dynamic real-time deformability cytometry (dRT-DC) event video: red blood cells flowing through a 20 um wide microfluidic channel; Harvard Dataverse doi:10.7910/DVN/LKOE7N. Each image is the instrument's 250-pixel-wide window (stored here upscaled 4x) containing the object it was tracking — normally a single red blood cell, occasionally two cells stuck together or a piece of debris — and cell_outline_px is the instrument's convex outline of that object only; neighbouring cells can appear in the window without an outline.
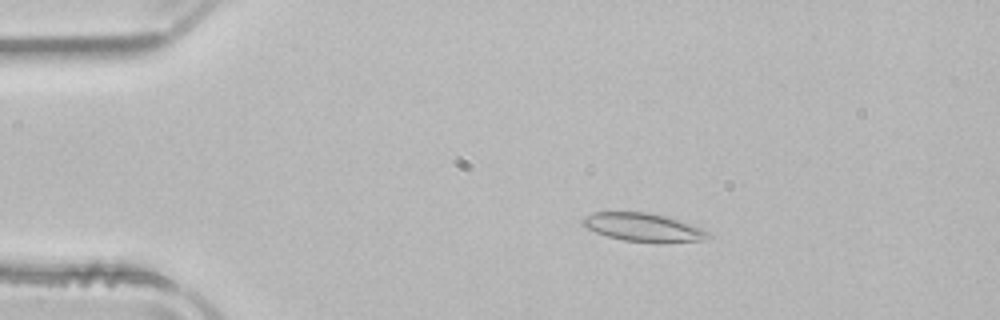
{"species": "common noctule bat (a hibernating species)", "species_latin": "Nyctalus noctula", "temperature_condition": "room temperature", "stored_images_in_passage": 51, "camera_frame_rate_fps": 3000, "um_per_image_px": 0.085, "animal": {"sex": "male", "body_mass_g": 21.5, "forearm_length_mm": 52.0}, "frame": {"image": 1, "passage_image": 9, "time_ms": 2.667, "image_size_px": [1000, 320], "cell_outline_px": [[712, 236], [700, 240], [624, 240], [608, 236], [596, 232], [580, 224], [580, 220], [584, 216], [596, 212], [644, 212], [664, 216], [704, 228]], "centroid_in_image_um": [54.59, 19.27], "position_along_channel_um": 30.4, "area_um2": 19.71}}
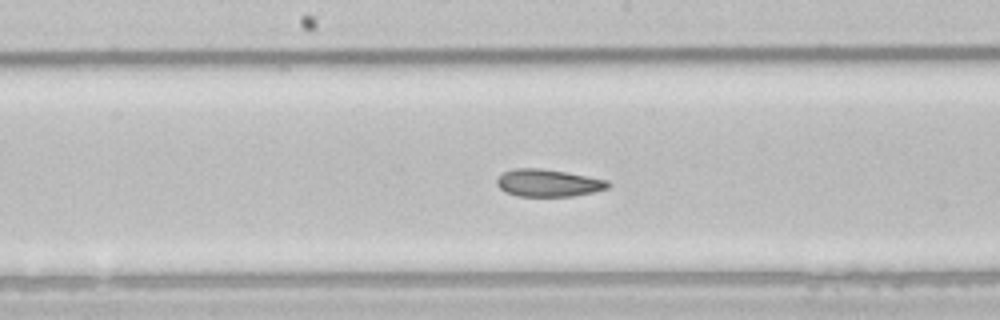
{"frame": {"image": 2, "passage_image": 26, "time_ms": 8.333, "image_size_px": [1000, 320], "cell_outline_px": [[612, 184], [608, 188], [592, 192], [572, 196], [520, 196], [508, 192], [500, 188], [496, 184], [496, 180], [504, 172], [516, 168], [540, 168], [564, 172], [608, 180]], "centroid_in_image_um": [46.61, 15.55], "position_along_channel_um": 201.6, "area_um2": 17.46}}
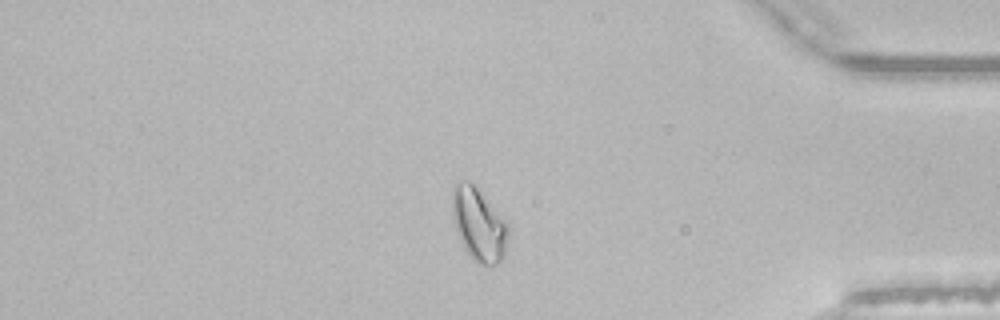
{"frame": {"image": 3, "passage_image": 43, "time_ms": 14.0, "image_size_px": [1000, 320], "cell_outline_px": [[508, 232], [504, 256], [496, 264], [488, 268], [472, 260], [464, 248], [456, 228], [452, 212], [452, 196], [456, 184], [464, 180], [468, 180], [476, 188], [508, 224]], "centroid_in_image_um": [40.69, 19.15], "position_along_channel_um": 394.5, "area_um2": 23.29}, "authors_computed_cell_mechanics": {"area_um2": 20.1722, "velocity_mm_per_s": 3.9432, "shape_relaxation_time_tau1_ms": null, "shape_relaxation_time_tau2_ms": 1.3618, "deformation_change_tau1": null, "deformation_change_tau2": 0.0622}}